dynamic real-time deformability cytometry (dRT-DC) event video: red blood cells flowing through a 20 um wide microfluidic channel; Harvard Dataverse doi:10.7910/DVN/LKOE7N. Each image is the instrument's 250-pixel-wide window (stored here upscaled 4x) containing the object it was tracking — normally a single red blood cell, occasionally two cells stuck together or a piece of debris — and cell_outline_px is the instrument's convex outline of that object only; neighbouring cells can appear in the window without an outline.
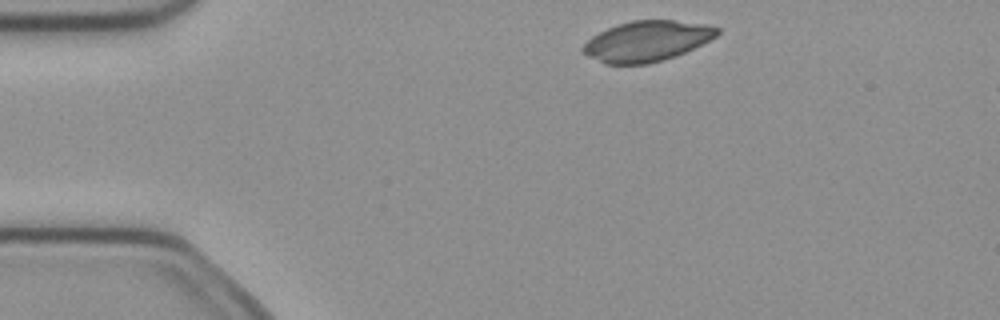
{"species": "common noctule bat (a hibernating species)", "species_latin": "Nyctalus noctula", "temperature_condition": "cold", "stored_images_in_passage": 3, "camera_frame_rate_fps": 3000, "um_per_image_px": 0.085, "animal": {"sex": "female", "body_mass_g": 21.9}, "frame": {"image": 1, "passage_image": 1, "time_ms": 0.0, "image_size_px": [1000, 320], "cell_outline_px": [[720, 32], [716, 36], [684, 52], [648, 64], [604, 64], [580, 52], [580, 48], [592, 36], [608, 28], [632, 20], [672, 20], [708, 24], [720, 28]], "centroid_in_image_um": [54.95, 3.49], "position_along_channel_um": 30.0, "area_um2": 31.39}}